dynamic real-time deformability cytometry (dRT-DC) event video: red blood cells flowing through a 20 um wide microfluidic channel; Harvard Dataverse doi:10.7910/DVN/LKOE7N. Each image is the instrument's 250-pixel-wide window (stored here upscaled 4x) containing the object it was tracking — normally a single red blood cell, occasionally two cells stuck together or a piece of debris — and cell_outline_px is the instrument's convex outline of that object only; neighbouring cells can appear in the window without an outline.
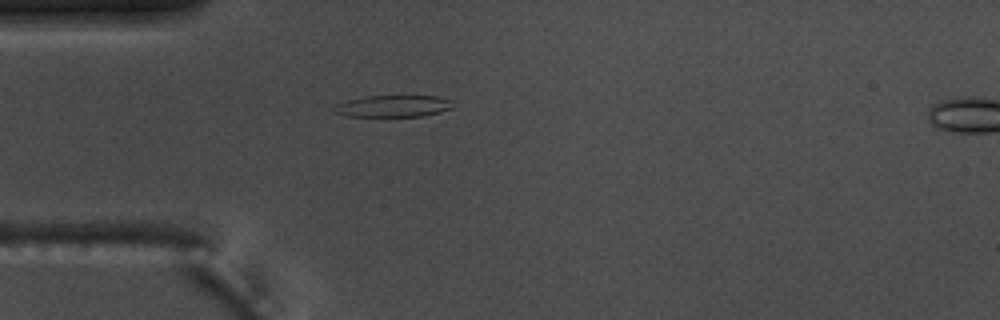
{"species": "common noctule bat (a hibernating species)", "species_latin": "Nyctalus noctula", "temperature_condition": "warm", "stored_images_in_passage": 2, "camera_frame_rate_fps": 3000, "um_per_image_px": 0.085, "animal": {"sex": "male", "body_mass_g": 17.5, "forearm_length_mm": 52.3}, "frame": {"image": 1, "passage_image": 1, "time_ms": 0.0, "image_size_px": [1000, 320], "cell_outline_px": [[452, 108], [440, 112], [424, 116], [344, 116], [332, 112], [332, 108], [336, 104], [344, 100], [368, 96], [440, 96], [452, 100]], "centroid_in_image_um": [33.38, 9.02], "position_along_channel_um": 51.6, "area_um2": 15.26}}